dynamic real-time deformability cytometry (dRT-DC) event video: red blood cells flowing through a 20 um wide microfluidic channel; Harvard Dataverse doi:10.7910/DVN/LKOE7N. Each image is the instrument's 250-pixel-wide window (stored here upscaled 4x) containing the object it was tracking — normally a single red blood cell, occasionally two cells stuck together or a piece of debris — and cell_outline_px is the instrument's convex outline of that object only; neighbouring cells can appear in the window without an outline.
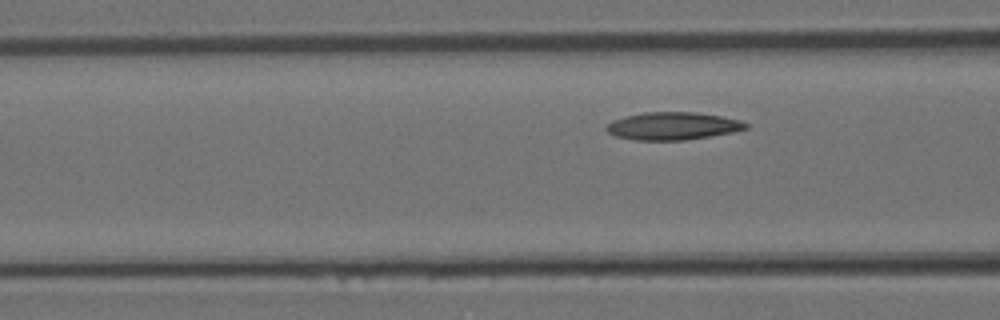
{"species": "Egyptian fruit bat (a non-hibernating species)", "species_latin": "Rousettus aegyptiacus", "temperature_condition": "room temperature", "stored_images_in_passage": 5, "camera_frame_rate_fps": 3000, "um_per_image_px": 0.085, "animal": {"sex": "female"}, "frame": {"image": 1, "passage_image": 5, "time_ms": 1.333, "image_size_px": [1000, 320], "cell_outline_px": [[748, 128], [732, 132], [684, 140], [636, 140], [616, 136], [608, 132], [604, 128], [612, 120], [624, 116], [644, 112], [696, 112], [720, 116], [740, 120], [748, 124]], "centroid_in_image_um": [57.15, 10.7], "position_along_channel_um": 109.4, "area_um2": 22.37}}